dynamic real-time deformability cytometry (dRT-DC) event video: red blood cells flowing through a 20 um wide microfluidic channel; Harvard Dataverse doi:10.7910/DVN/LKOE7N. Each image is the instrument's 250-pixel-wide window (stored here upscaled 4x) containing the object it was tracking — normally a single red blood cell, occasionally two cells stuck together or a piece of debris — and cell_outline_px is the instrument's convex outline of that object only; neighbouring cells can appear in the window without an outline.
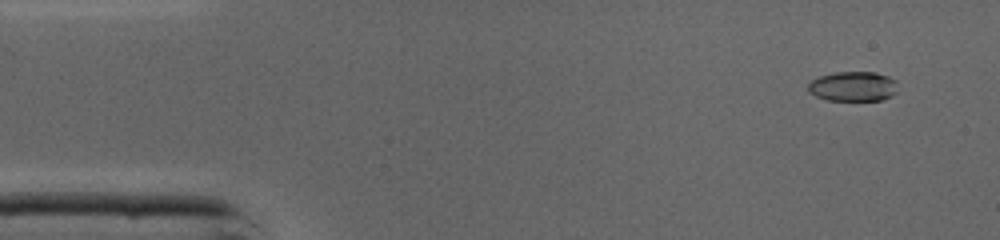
{"species": "common noctule bat (a hibernating species)", "species_latin": "Nyctalus noctula", "temperature_condition": "cold", "stored_images_in_passage": 47, "camera_frame_rate_fps": 3000, "um_per_image_px": 0.085, "animal": {"sex": "male", "body_mass_g": 19.0, "forearm_length_mm": 50.8}, "frame": {"image": 1, "passage_image": 4, "time_ms": 1.0, "image_size_px": [1000, 240], "cell_outline_px": [[896, 92], [892, 96], [880, 100], [828, 100], [816, 96], [808, 92], [808, 84], [812, 80], [820, 76], [836, 72], [876, 72], [888, 76], [896, 80]], "centroid_in_image_um": [72.52, 7.34], "position_along_channel_um": 12.5, "area_um2": 15.55}}
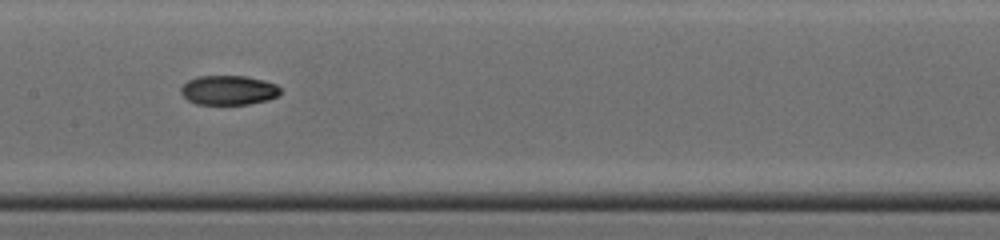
{"frame": {"image": 2, "passage_image": 23, "time_ms": 7.333, "image_size_px": [1000, 240], "cell_outline_px": [[280, 96], [268, 100], [248, 104], [196, 104], [188, 100], [180, 92], [180, 88], [188, 80], [200, 76], [244, 76], [264, 80], [276, 84], [280, 88]], "centroid_in_image_um": [19.45, 7.67], "position_along_channel_um": 188.0, "area_um2": 17.11}}
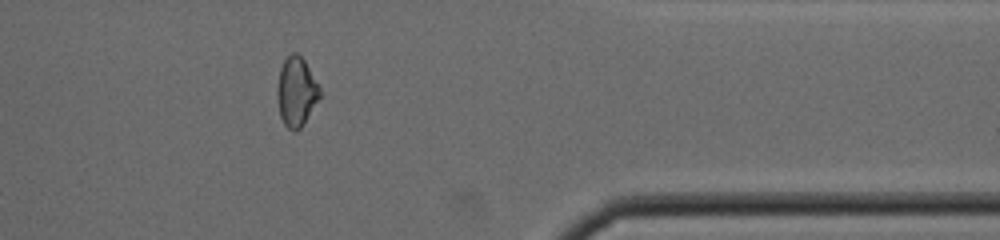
{"frame": {"image": 3, "passage_image": 38, "time_ms": 12.333, "image_size_px": [1000, 240], "cell_outline_px": [[320, 96], [300, 128], [292, 132], [284, 124], [280, 116], [276, 96], [276, 88], [280, 68], [284, 60], [292, 52], [296, 52], [304, 60], [320, 88]], "centroid_in_image_um": [25.15, 7.79], "position_along_channel_um": 386.3, "area_um2": 16.99}, "authors_computed_cell_mechanics": {"area_um2": 17.1088, "velocity_mm_per_s": 4.3786, "shape_relaxation_time_tau1_ms": null, "shape_relaxation_time_tau2_ms": 3.451, "deformation_change_tau1": null, "deformation_change_tau2": 0.0741}}